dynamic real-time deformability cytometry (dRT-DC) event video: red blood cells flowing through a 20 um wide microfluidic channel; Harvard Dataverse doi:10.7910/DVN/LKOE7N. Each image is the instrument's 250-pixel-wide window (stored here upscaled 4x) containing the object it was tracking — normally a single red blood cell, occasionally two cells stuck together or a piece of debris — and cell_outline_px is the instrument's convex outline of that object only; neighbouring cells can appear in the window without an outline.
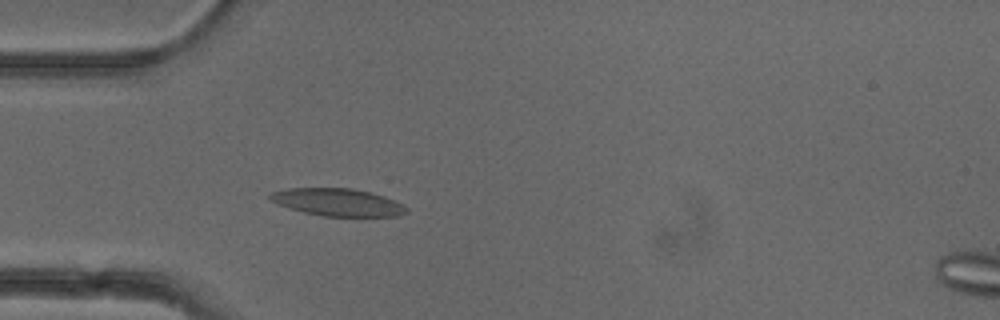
{"species": "common noctule bat (a hibernating species)", "species_latin": "Nyctalus noctula", "temperature_condition": "cold", "stored_images_in_passage": 44, "camera_frame_rate_fps": 3000, "um_per_image_px": 0.085, "animal": {"sex": "female"}, "frame": {"image": 1, "passage_image": 7, "time_ms": 2.0, "image_size_px": [1000, 320], "cell_outline_px": [[408, 212], [396, 216], [324, 216], [304, 212], [280, 204], [272, 200], [268, 196], [272, 192], [288, 188], [352, 188], [384, 196], [404, 204], [408, 208]], "centroid_in_image_um": [28.76, 17.19], "position_along_channel_um": 56.2, "area_um2": 21.56}}
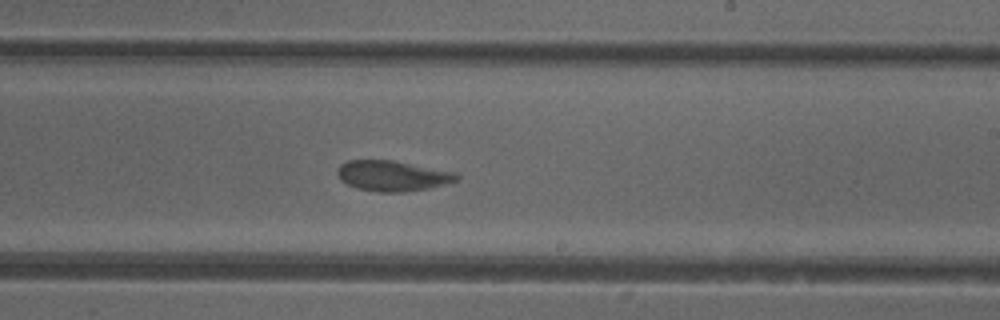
{"frame": {"image": 2, "passage_image": 23, "time_ms": 7.333, "image_size_px": [1000, 320], "cell_outline_px": [[460, 176], [456, 180], [444, 184], [428, 188], [408, 192], [376, 192], [356, 188], [340, 180], [336, 172], [340, 164], [348, 160], [392, 160], [456, 172]], "centroid_in_image_um": [33.33, 14.95], "position_along_channel_um": 255.7, "area_um2": 21.21}}
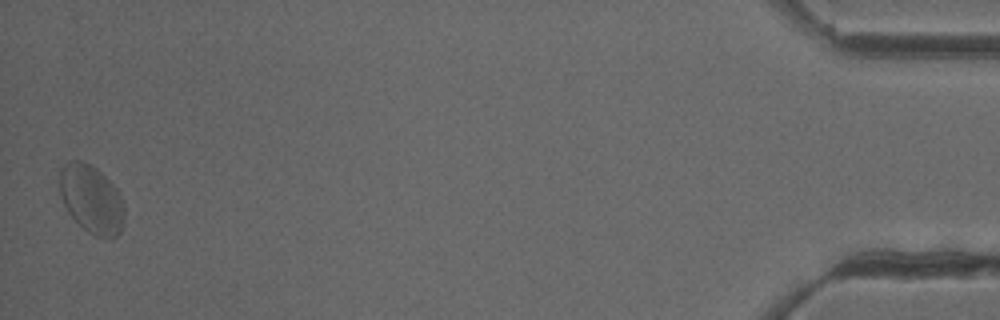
{"frame": {"image": 3, "passage_image": 44, "time_ms": 14.333, "image_size_px": [1000, 320], "cell_outline_px": [[124, 224], [120, 232], [112, 240], [96, 236], [88, 232], [68, 212], [60, 196], [60, 172], [64, 164], [72, 160], [84, 160], [92, 164], [120, 192], [124, 204]], "centroid_in_image_um": [7.8, 16.94], "position_along_channel_um": 427.4, "area_um2": 25.95}, "authors_computed_cell_mechanics": {"area_um2": 21.7328, "velocity_mm_per_s": 3.8506, "shape_relaxation_time_tau1_ms": 5.008, "shape_relaxation_time_tau2_ms": 1.3639, "deformation_change_tau1": 0.1298, "deformation_change_tau2": 0.0697}}